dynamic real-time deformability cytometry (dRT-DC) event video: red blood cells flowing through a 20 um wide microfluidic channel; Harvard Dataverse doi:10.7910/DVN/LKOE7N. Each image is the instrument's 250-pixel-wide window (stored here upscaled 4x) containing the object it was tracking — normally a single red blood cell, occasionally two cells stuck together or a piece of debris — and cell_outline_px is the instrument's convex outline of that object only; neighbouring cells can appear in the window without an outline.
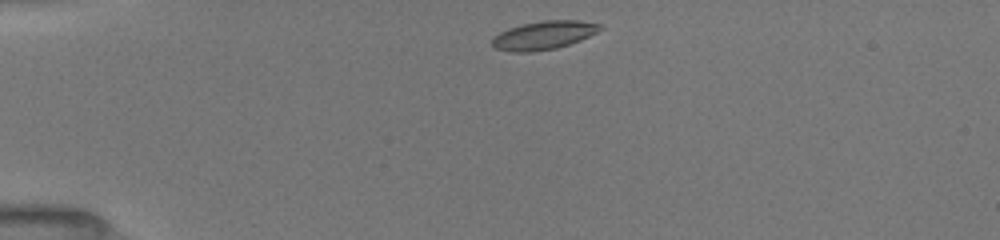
{"species": "common noctule bat (a hibernating species)", "species_latin": "Nyctalus noctula", "temperature_condition": "room temperature", "stored_images_in_passage": 32, "camera_frame_rate_fps": 3000, "um_per_image_px": 0.085, "animal": {"sex": "female", "body_mass_g": 19.5, "forearm_length_mm": 54.1}, "frame": {"image": 1, "passage_image": 1, "time_ms": 0.0, "image_size_px": [1000, 240], "cell_outline_px": [[604, 28], [580, 40], [556, 48], [532, 52], [512, 52], [496, 48], [492, 44], [492, 36], [508, 28], [524, 24], [544, 20], [580, 20], [600, 24]], "centroid_in_image_um": [46.2, 2.99], "position_along_channel_um": 38.8, "area_um2": 17.8}}
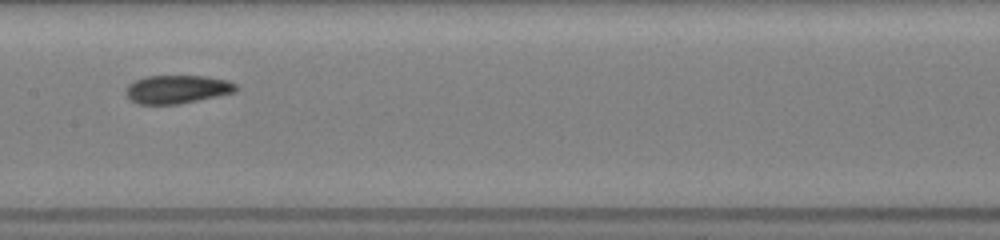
{"frame": {"image": 2, "passage_image": 17, "time_ms": 5.0, "image_size_px": [1000, 240], "cell_outline_px": [[236, 92], [176, 104], [136, 104], [124, 92], [124, 88], [128, 84], [144, 76], [204, 76], [228, 80], [236, 84]], "centroid_in_image_um": [15.01, 7.58], "position_along_channel_um": 192.4, "area_um2": 18.09}}
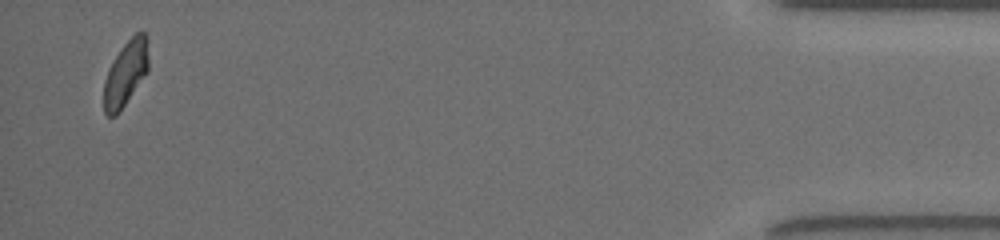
{"frame": {"image": 3, "passage_image": 32, "time_ms": 12.667, "image_size_px": [1000, 240], "cell_outline_px": [[148, 72], [120, 112], [116, 116], [108, 116], [104, 112], [104, 80], [116, 56], [124, 44], [136, 32], [144, 32], [148, 36]], "centroid_in_image_um": [10.71, 6.25], "position_along_channel_um": 424.5, "area_um2": 16.99}, "authors_computed_cell_mechanics": {"area_um2": 18.207, "velocity_mm_per_s": 3.9924, "shape_relaxation_time_tau1_ms": 6.2881, "shape_relaxation_time_tau2_ms": 2.5839, "deformation_change_tau1": 0.1738, "deformation_change_tau2": 0.0868}}